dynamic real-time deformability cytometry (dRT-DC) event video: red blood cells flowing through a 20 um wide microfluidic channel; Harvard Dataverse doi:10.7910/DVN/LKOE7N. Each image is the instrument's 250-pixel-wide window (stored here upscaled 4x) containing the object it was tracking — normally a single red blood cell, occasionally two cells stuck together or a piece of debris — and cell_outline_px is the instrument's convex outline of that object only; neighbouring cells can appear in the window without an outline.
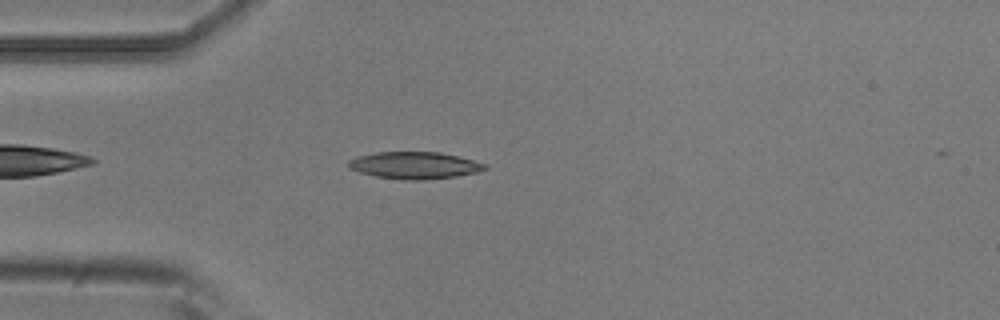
{"species": "common noctule bat (a hibernating species)", "species_latin": "Nyctalus noctula", "temperature_condition": "room temperature", "stored_images_in_passage": 3, "camera_frame_rate_fps": 3000, "um_per_image_px": 0.085, "animal": {"sex": "male", "body_mass_g": 20.5, "forearm_length_mm": 52.5}, "frame": {"image": 1, "passage_image": 2, "time_ms": 0.333, "image_size_px": [1000, 320], "cell_outline_px": [[488, 168], [476, 172], [456, 176], [424, 180], [404, 180], [376, 176], [360, 172], [348, 168], [348, 160], [356, 156], [376, 152], [440, 152], [460, 156], [488, 164]], "centroid_in_image_um": [35.25, 14.04], "position_along_channel_um": 49.8, "area_um2": 21.62}}